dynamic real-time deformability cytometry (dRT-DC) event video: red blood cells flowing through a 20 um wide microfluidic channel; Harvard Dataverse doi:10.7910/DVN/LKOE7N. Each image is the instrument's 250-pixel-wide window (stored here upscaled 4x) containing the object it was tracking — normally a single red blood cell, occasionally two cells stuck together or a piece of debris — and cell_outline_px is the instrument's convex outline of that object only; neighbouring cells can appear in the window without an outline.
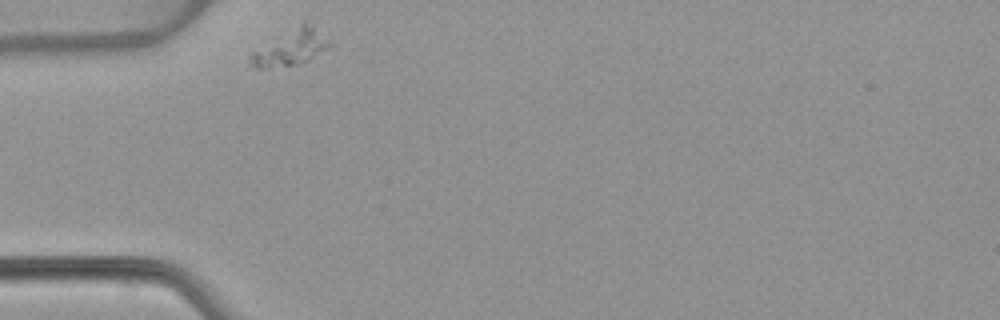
{"species": "common noctule bat (a hibernating species)", "species_latin": "Nyctalus noctula", "temperature_condition": "warm", "stored_images_in_passage": 31, "camera_frame_rate_fps": 3000, "um_per_image_px": 0.085, "animal": {"sex": "female", "body_mass_g": 22.7, "forearm_length_mm": 54.2}, "frame": {"image": 1, "passage_image": 1, "time_ms": 0.0, "image_size_px": [1000, 320], "cell_outline_px": [[332, 44], [328, 48], [308, 60], [296, 64], [268, 68], [256, 68], [252, 64], [248, 56], [252, 52], [304, 20], [312, 24]], "centroid_in_image_um": [24.72, 4.02], "position_along_channel_um": 60.3, "area_um2": 16.13}}
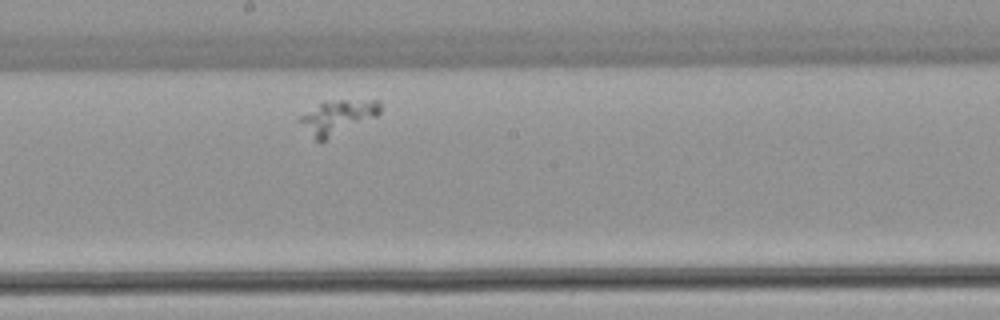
{"frame": {"image": 2, "passage_image": 16, "time_ms": 5.0, "image_size_px": [1000, 320], "cell_outline_px": [[380, 112], [376, 116], [324, 140], [316, 140], [296, 120], [296, 116], [324, 100], [380, 100]], "centroid_in_image_um": [28.63, 9.91], "position_along_channel_um": 219.6, "area_um2": 15.95}}
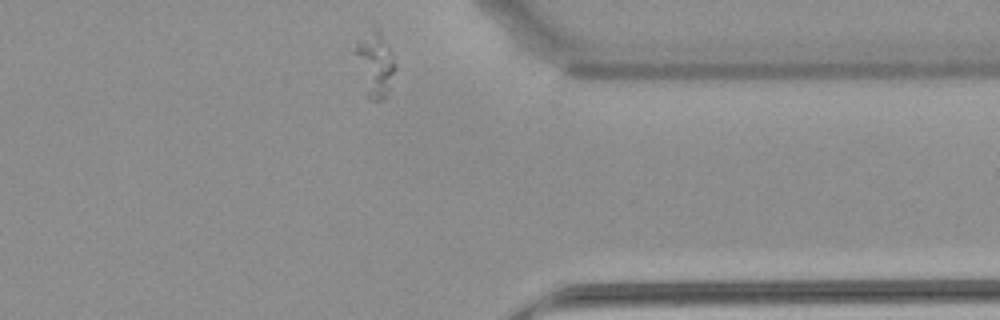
{"frame": {"image": 3, "passage_image": 31, "time_ms": 10.0, "image_size_px": [1000, 320], "cell_outline_px": [[396, 68], [384, 100], [372, 100], [368, 96], [352, 52], [356, 40], [380, 28], [396, 64]], "centroid_in_image_um": [31.85, 5.44], "position_along_channel_um": 379.6, "area_um2": 14.8}}